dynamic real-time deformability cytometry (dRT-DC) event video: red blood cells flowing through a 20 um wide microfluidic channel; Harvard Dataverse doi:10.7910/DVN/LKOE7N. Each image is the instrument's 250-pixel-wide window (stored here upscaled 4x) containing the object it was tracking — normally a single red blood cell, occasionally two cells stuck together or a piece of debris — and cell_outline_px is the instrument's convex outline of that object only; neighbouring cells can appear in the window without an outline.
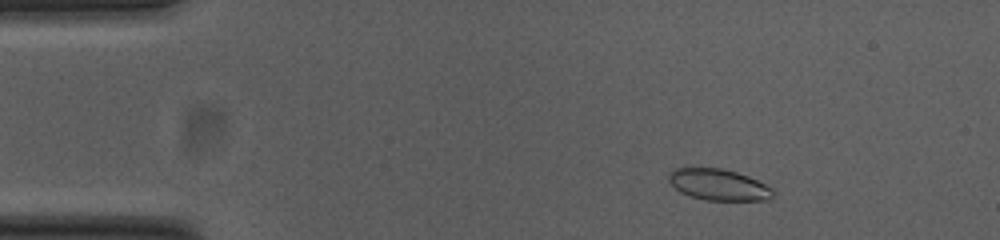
{"species": "common noctule bat (a hibernating species)", "species_latin": "Nyctalus noctula", "temperature_condition": "cold", "stored_images_in_passage": 52, "camera_frame_rate_fps": 3000, "um_per_image_px": 0.085, "animal": {"sex": "female", "body_mass_g": 23.0, "forearm_length_mm": 53.4}, "frame": {"image": 1, "passage_image": 6, "time_ms": 1.667, "image_size_px": [1000, 240], "cell_outline_px": [[776, 196], [768, 200], [704, 200], [680, 192], [668, 180], [668, 172], [676, 168], [720, 168], [736, 172], [748, 176], [772, 188]], "centroid_in_image_um": [61.09, 15.7], "position_along_channel_um": 23.9, "area_um2": 18.96}}
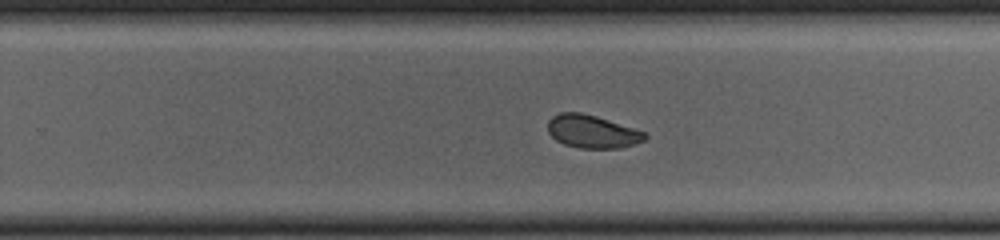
{"frame": {"image": 2, "passage_image": 32, "time_ms": 10.333, "image_size_px": [1000, 240], "cell_outline_px": [[648, 136], [644, 140], [636, 144], [620, 148], [580, 148], [564, 144], [556, 140], [548, 132], [548, 120], [552, 116], [560, 112], [580, 112], [596, 116], [644, 132]], "centroid_in_image_um": [50.31, 11.18], "position_along_channel_um": 279.5, "area_um2": 18.55}}
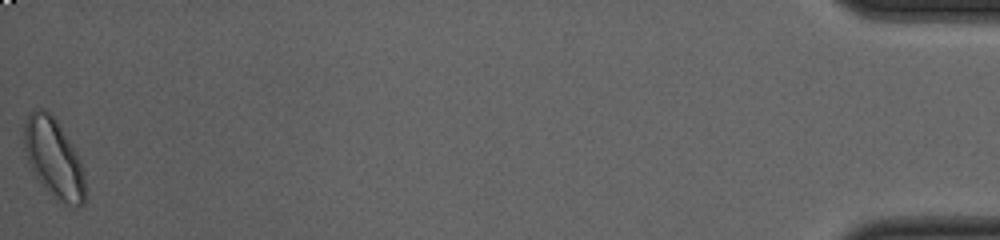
{"frame": {"image": 3, "passage_image": 52, "time_ms": 17.0, "image_size_px": [1000, 240], "cell_outline_px": [[88, 196], [84, 204], [80, 208], [76, 208], [64, 204], [56, 200], [40, 184], [28, 164], [24, 152], [24, 124], [28, 116], [32, 112], [40, 108], [44, 108], [56, 120], [76, 152], [80, 160], [84, 172]], "centroid_in_image_um": [4.6, 13.56], "position_along_channel_um": 430.6, "area_um2": 28.73}, "authors_computed_cell_mechanics": {"area_um2": 19.6809, "velocity_mm_per_s": 3.7767, "shape_relaxation_time_tau1_ms": 3.166, "shape_relaxation_time_tau2_ms": 1.9871, "deformation_change_tau1": 0.0973, "deformation_change_tau2": 0.0468}}